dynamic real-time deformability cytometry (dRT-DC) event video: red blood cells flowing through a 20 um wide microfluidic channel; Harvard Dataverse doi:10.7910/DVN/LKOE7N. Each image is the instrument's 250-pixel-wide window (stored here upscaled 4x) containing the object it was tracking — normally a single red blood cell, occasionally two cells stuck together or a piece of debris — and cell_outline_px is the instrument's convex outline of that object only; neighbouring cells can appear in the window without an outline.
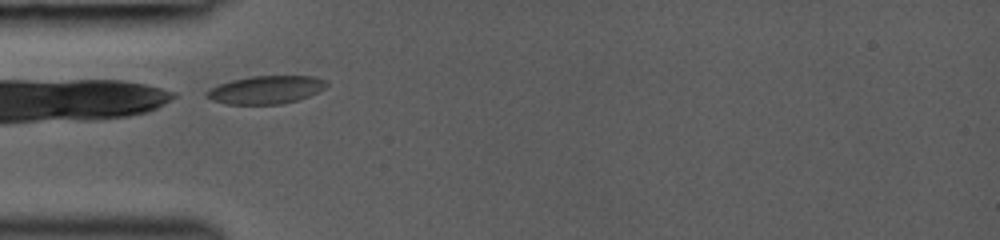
{"species": "common noctule bat (a hibernating species)", "species_latin": "Nyctalus noctula", "temperature_condition": "room temperature", "stored_images_in_passage": 23, "camera_frame_rate_fps": 3000, "um_per_image_px": 0.085, "animal": {"sex": "female", "body_mass_g": 19.0, "forearm_length_mm": 53.3}, "frame": {"image": 1, "passage_image": 1, "time_ms": 0.0, "image_size_px": [1000, 240], "cell_outline_px": [[328, 84], [324, 88], [308, 96], [296, 100], [280, 104], [224, 104], [212, 100], [204, 96], [204, 92], [220, 84], [232, 80], [252, 76], [312, 76], [328, 80]], "centroid_in_image_um": [22.59, 7.63], "position_along_channel_um": 62.4, "area_um2": 19.48}}
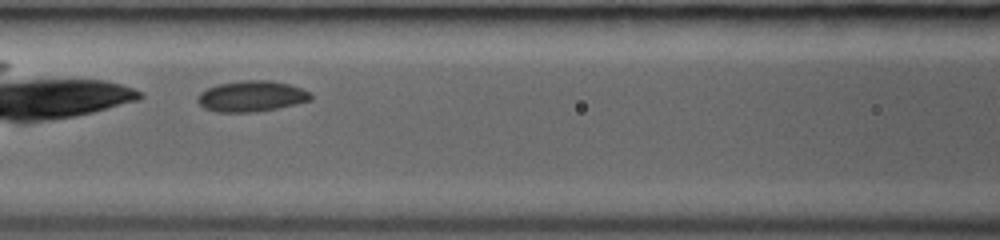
{"frame": {"image": 2, "passage_image": 12, "time_ms": 2.0, "image_size_px": [1000, 240], "cell_outline_px": [[312, 100], [280, 108], [256, 112], [216, 112], [204, 108], [196, 100], [196, 96], [200, 92], [208, 88], [220, 84], [240, 80], [268, 80], [288, 84], [300, 88], [308, 92], [312, 96]], "centroid_in_image_um": [21.36, 8.19], "position_along_channel_um": 145.2, "area_um2": 20.4}}
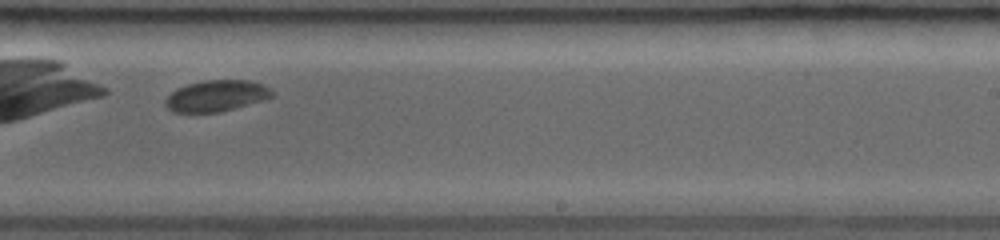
{"frame": {"image": 3, "passage_image": 21, "time_ms": 5.0, "image_size_px": [1000, 240], "cell_outline_px": [[276, 92], [268, 100], [220, 112], [172, 112], [164, 104], [164, 100], [176, 88], [188, 84], [204, 80], [248, 80], [264, 84], [272, 88]], "centroid_in_image_um": [18.46, 8.14], "position_along_channel_um": 270.5, "area_um2": 19.83}}